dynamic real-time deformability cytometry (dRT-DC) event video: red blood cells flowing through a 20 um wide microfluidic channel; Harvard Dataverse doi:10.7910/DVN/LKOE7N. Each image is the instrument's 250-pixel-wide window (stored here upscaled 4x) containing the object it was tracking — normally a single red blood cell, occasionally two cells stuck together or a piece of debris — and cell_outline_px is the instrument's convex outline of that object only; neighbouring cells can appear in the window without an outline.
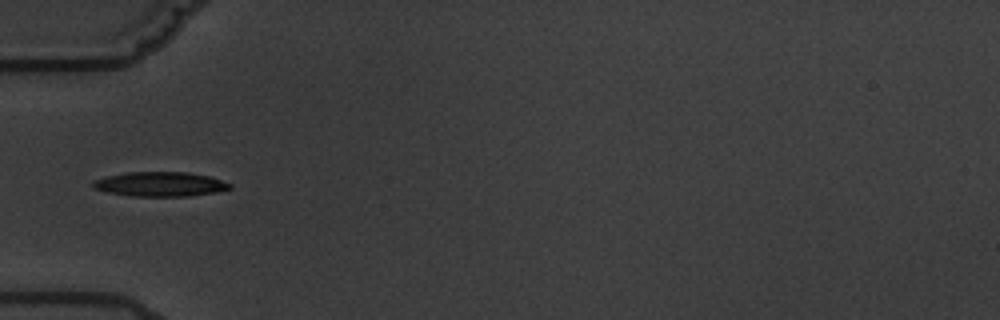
{"species": "common noctule bat (a hibernating species)", "species_latin": "Nyctalus noctula", "temperature_condition": "warm", "stored_images_in_passage": 14, "camera_frame_rate_fps": 3000, "um_per_image_px": 0.085, "animal": {"sex": "male", "body_mass_g": 19.5, "forearm_length_mm": 54.6}, "frame": {"image": 1, "passage_image": 3, "time_ms": 2.333, "image_size_px": [1000, 320], "cell_outline_px": [[232, 188], [216, 192], [188, 196], [132, 196], [108, 192], [92, 188], [92, 180], [124, 172], [188, 172], [208, 176], [232, 184]], "centroid_in_image_um": [13.59, 15.65], "position_along_channel_um": 71.4, "area_um2": 19.54}}
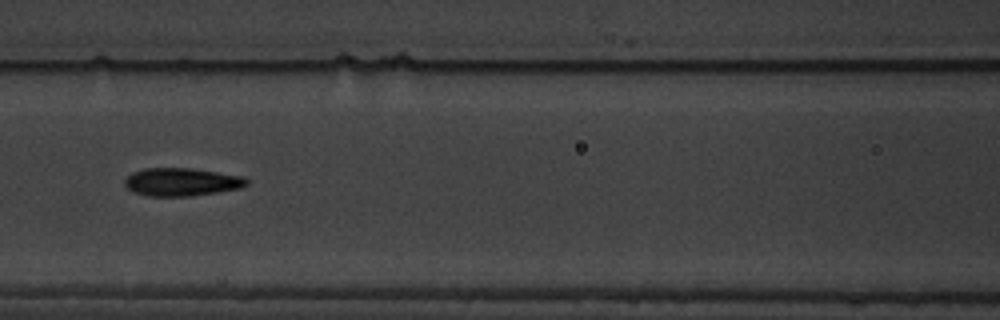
{"frame": {"image": 2, "passage_image": 5, "time_ms": 4.667, "image_size_px": [1000, 320], "cell_outline_px": [[248, 184], [240, 188], [192, 196], [148, 196], [132, 192], [124, 184], [124, 180], [132, 172], [144, 168], [188, 168], [244, 176], [248, 180]], "centroid_in_image_um": [15.41, 15.47], "position_along_channel_um": 151.2, "area_um2": 19.88}}
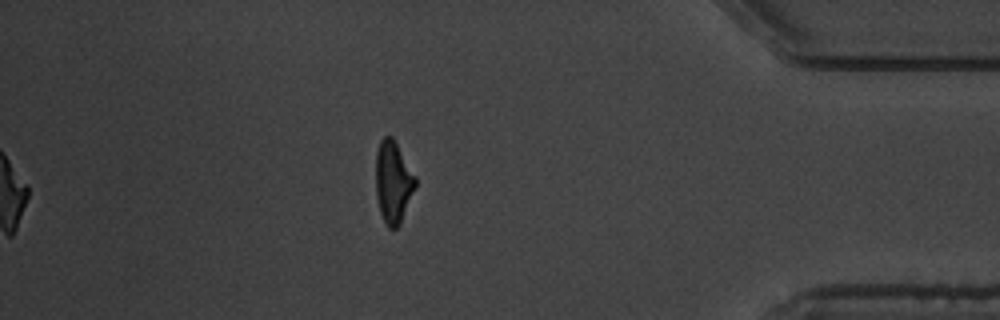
{"frame": {"image": 3, "passage_image": 12, "time_ms": 13.0, "image_size_px": [1000, 320], "cell_outline_px": [[416, 184], [400, 224], [396, 228], [388, 228], [380, 212], [376, 196], [376, 152], [380, 140], [384, 136], [392, 136], [416, 176]], "centroid_in_image_um": [33.41, 15.45], "position_along_channel_um": 401.8, "area_um2": 18.79}, "authors_computed_cell_mechanics": {"area_um2": 19.1607, "velocity_mm_per_s": 3.4225, "shape_relaxation_time_tau1_ms": 5.4085, "shape_relaxation_time_tau2_ms": 1.1685, "deformation_change_tau1": 0.1573, "deformation_change_tau2": 0.0751}}